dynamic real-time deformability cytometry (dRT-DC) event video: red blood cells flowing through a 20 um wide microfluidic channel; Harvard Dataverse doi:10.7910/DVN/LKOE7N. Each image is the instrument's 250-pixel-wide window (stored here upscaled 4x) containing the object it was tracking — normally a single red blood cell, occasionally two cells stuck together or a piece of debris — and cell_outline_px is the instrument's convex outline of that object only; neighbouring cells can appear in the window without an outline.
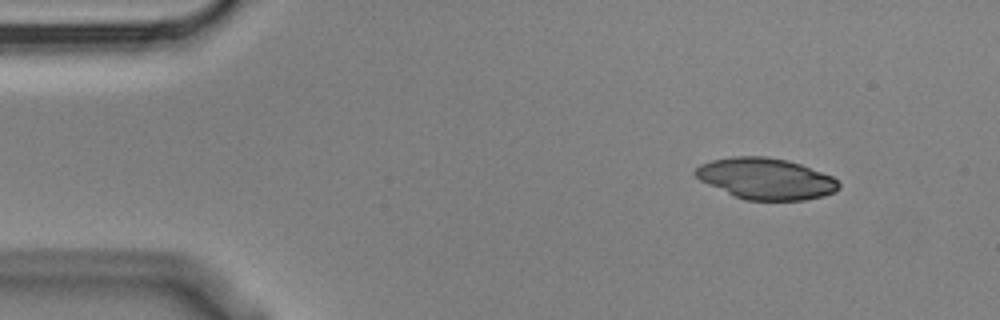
{"species": "Egyptian fruit bat (a non-hibernating species)", "species_latin": "Rousettus aegyptiacus", "temperature_condition": "cold", "stored_images_in_passage": 9, "camera_frame_rate_fps": 3000, "um_per_image_px": 0.085, "animal": {"sex": "male"}, "frame": {"image": 1, "passage_image": 1, "time_ms": 0.0, "image_size_px": [1000, 320], "cell_outline_px": [[840, 188], [836, 192], [824, 196], [804, 200], [744, 200], [708, 184], [700, 180], [692, 172], [700, 164], [712, 160], [732, 156], [764, 156], [788, 160], [800, 164], [832, 176], [840, 184]], "centroid_in_image_um": [65.1, 15.18], "position_along_channel_um": 19.9, "area_um2": 34.45}}